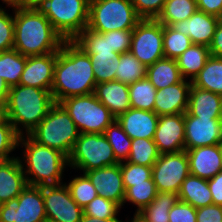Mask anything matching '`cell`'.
<instances>
[{"label": "cell", "mask_w": 222, "mask_h": 222, "mask_svg": "<svg viewBox=\"0 0 222 222\" xmlns=\"http://www.w3.org/2000/svg\"><path fill=\"white\" fill-rule=\"evenodd\" d=\"M96 80L92 63L74 41H65L57 52L51 94L55 103L94 93Z\"/></svg>", "instance_id": "cell-1"}, {"label": "cell", "mask_w": 222, "mask_h": 222, "mask_svg": "<svg viewBox=\"0 0 222 222\" xmlns=\"http://www.w3.org/2000/svg\"><path fill=\"white\" fill-rule=\"evenodd\" d=\"M13 14V49L26 57L46 55L60 50L65 40L45 15L34 7L14 10Z\"/></svg>", "instance_id": "cell-2"}, {"label": "cell", "mask_w": 222, "mask_h": 222, "mask_svg": "<svg viewBox=\"0 0 222 222\" xmlns=\"http://www.w3.org/2000/svg\"><path fill=\"white\" fill-rule=\"evenodd\" d=\"M54 104L50 90L15 85L10 87L8 94L7 117L20 136L24 134L23 129L25 135H28L46 117Z\"/></svg>", "instance_id": "cell-3"}, {"label": "cell", "mask_w": 222, "mask_h": 222, "mask_svg": "<svg viewBox=\"0 0 222 222\" xmlns=\"http://www.w3.org/2000/svg\"><path fill=\"white\" fill-rule=\"evenodd\" d=\"M24 137L25 135L19 137L18 146L25 149L22 158L27 168H24L21 159L20 161L27 184L38 187L63 184L61 181L68 165V157L59 150L40 145L29 135L26 139Z\"/></svg>", "instance_id": "cell-4"}, {"label": "cell", "mask_w": 222, "mask_h": 222, "mask_svg": "<svg viewBox=\"0 0 222 222\" xmlns=\"http://www.w3.org/2000/svg\"><path fill=\"white\" fill-rule=\"evenodd\" d=\"M90 0H41L34 8L45 15L65 41H73L85 28Z\"/></svg>", "instance_id": "cell-5"}, {"label": "cell", "mask_w": 222, "mask_h": 222, "mask_svg": "<svg viewBox=\"0 0 222 222\" xmlns=\"http://www.w3.org/2000/svg\"><path fill=\"white\" fill-rule=\"evenodd\" d=\"M79 134L69 113L60 103H55L28 135L40 145L59 150L68 157Z\"/></svg>", "instance_id": "cell-6"}, {"label": "cell", "mask_w": 222, "mask_h": 222, "mask_svg": "<svg viewBox=\"0 0 222 222\" xmlns=\"http://www.w3.org/2000/svg\"><path fill=\"white\" fill-rule=\"evenodd\" d=\"M141 20L131 0H90L89 30L98 33L133 30Z\"/></svg>", "instance_id": "cell-7"}, {"label": "cell", "mask_w": 222, "mask_h": 222, "mask_svg": "<svg viewBox=\"0 0 222 222\" xmlns=\"http://www.w3.org/2000/svg\"><path fill=\"white\" fill-rule=\"evenodd\" d=\"M72 118L80 134H104L106 128L116 117L93 93L72 96L60 102Z\"/></svg>", "instance_id": "cell-8"}, {"label": "cell", "mask_w": 222, "mask_h": 222, "mask_svg": "<svg viewBox=\"0 0 222 222\" xmlns=\"http://www.w3.org/2000/svg\"><path fill=\"white\" fill-rule=\"evenodd\" d=\"M119 164L106 136L100 133L79 134L68 156V166L83 173Z\"/></svg>", "instance_id": "cell-9"}, {"label": "cell", "mask_w": 222, "mask_h": 222, "mask_svg": "<svg viewBox=\"0 0 222 222\" xmlns=\"http://www.w3.org/2000/svg\"><path fill=\"white\" fill-rule=\"evenodd\" d=\"M42 186H29L17 198L0 204V222H45Z\"/></svg>", "instance_id": "cell-10"}, {"label": "cell", "mask_w": 222, "mask_h": 222, "mask_svg": "<svg viewBox=\"0 0 222 222\" xmlns=\"http://www.w3.org/2000/svg\"><path fill=\"white\" fill-rule=\"evenodd\" d=\"M129 52L146 67L164 58L163 25L156 19H142L133 29Z\"/></svg>", "instance_id": "cell-11"}, {"label": "cell", "mask_w": 222, "mask_h": 222, "mask_svg": "<svg viewBox=\"0 0 222 222\" xmlns=\"http://www.w3.org/2000/svg\"><path fill=\"white\" fill-rule=\"evenodd\" d=\"M189 174V159L185 150L160 154L152 166V179L158 192L178 194Z\"/></svg>", "instance_id": "cell-12"}, {"label": "cell", "mask_w": 222, "mask_h": 222, "mask_svg": "<svg viewBox=\"0 0 222 222\" xmlns=\"http://www.w3.org/2000/svg\"><path fill=\"white\" fill-rule=\"evenodd\" d=\"M45 212L53 222H80L84 214L65 184L42 186Z\"/></svg>", "instance_id": "cell-13"}, {"label": "cell", "mask_w": 222, "mask_h": 222, "mask_svg": "<svg viewBox=\"0 0 222 222\" xmlns=\"http://www.w3.org/2000/svg\"><path fill=\"white\" fill-rule=\"evenodd\" d=\"M185 150L222 143V118H201L184 114Z\"/></svg>", "instance_id": "cell-14"}, {"label": "cell", "mask_w": 222, "mask_h": 222, "mask_svg": "<svg viewBox=\"0 0 222 222\" xmlns=\"http://www.w3.org/2000/svg\"><path fill=\"white\" fill-rule=\"evenodd\" d=\"M184 114L159 116L153 141L158 152L177 153L185 150Z\"/></svg>", "instance_id": "cell-15"}, {"label": "cell", "mask_w": 222, "mask_h": 222, "mask_svg": "<svg viewBox=\"0 0 222 222\" xmlns=\"http://www.w3.org/2000/svg\"><path fill=\"white\" fill-rule=\"evenodd\" d=\"M99 196L123 206L125 188L120 163L85 172Z\"/></svg>", "instance_id": "cell-16"}, {"label": "cell", "mask_w": 222, "mask_h": 222, "mask_svg": "<svg viewBox=\"0 0 222 222\" xmlns=\"http://www.w3.org/2000/svg\"><path fill=\"white\" fill-rule=\"evenodd\" d=\"M56 59L57 52L26 57L19 84L51 91Z\"/></svg>", "instance_id": "cell-17"}, {"label": "cell", "mask_w": 222, "mask_h": 222, "mask_svg": "<svg viewBox=\"0 0 222 222\" xmlns=\"http://www.w3.org/2000/svg\"><path fill=\"white\" fill-rule=\"evenodd\" d=\"M186 81L183 79L179 83L157 90L154 112L158 116L187 112L192 82Z\"/></svg>", "instance_id": "cell-18"}, {"label": "cell", "mask_w": 222, "mask_h": 222, "mask_svg": "<svg viewBox=\"0 0 222 222\" xmlns=\"http://www.w3.org/2000/svg\"><path fill=\"white\" fill-rule=\"evenodd\" d=\"M219 21L220 18L197 10L189 19L177 22L172 27L189 36L193 44L209 47Z\"/></svg>", "instance_id": "cell-19"}, {"label": "cell", "mask_w": 222, "mask_h": 222, "mask_svg": "<svg viewBox=\"0 0 222 222\" xmlns=\"http://www.w3.org/2000/svg\"><path fill=\"white\" fill-rule=\"evenodd\" d=\"M116 120L131 139H153L159 116L153 111L130 108Z\"/></svg>", "instance_id": "cell-20"}, {"label": "cell", "mask_w": 222, "mask_h": 222, "mask_svg": "<svg viewBox=\"0 0 222 222\" xmlns=\"http://www.w3.org/2000/svg\"><path fill=\"white\" fill-rule=\"evenodd\" d=\"M185 151L189 159L190 174L208 180L222 171L221 144Z\"/></svg>", "instance_id": "cell-21"}, {"label": "cell", "mask_w": 222, "mask_h": 222, "mask_svg": "<svg viewBox=\"0 0 222 222\" xmlns=\"http://www.w3.org/2000/svg\"><path fill=\"white\" fill-rule=\"evenodd\" d=\"M27 185L19 157L0 162V204L17 198Z\"/></svg>", "instance_id": "cell-22"}, {"label": "cell", "mask_w": 222, "mask_h": 222, "mask_svg": "<svg viewBox=\"0 0 222 222\" xmlns=\"http://www.w3.org/2000/svg\"><path fill=\"white\" fill-rule=\"evenodd\" d=\"M93 94L115 117L131 108L129 85L120 81L97 83Z\"/></svg>", "instance_id": "cell-23"}, {"label": "cell", "mask_w": 222, "mask_h": 222, "mask_svg": "<svg viewBox=\"0 0 222 222\" xmlns=\"http://www.w3.org/2000/svg\"><path fill=\"white\" fill-rule=\"evenodd\" d=\"M187 112L201 118H222V96L191 85Z\"/></svg>", "instance_id": "cell-24"}, {"label": "cell", "mask_w": 222, "mask_h": 222, "mask_svg": "<svg viewBox=\"0 0 222 222\" xmlns=\"http://www.w3.org/2000/svg\"><path fill=\"white\" fill-rule=\"evenodd\" d=\"M179 200L198 209L213 204L207 179L189 174L181 184L178 192Z\"/></svg>", "instance_id": "cell-25"}, {"label": "cell", "mask_w": 222, "mask_h": 222, "mask_svg": "<svg viewBox=\"0 0 222 222\" xmlns=\"http://www.w3.org/2000/svg\"><path fill=\"white\" fill-rule=\"evenodd\" d=\"M146 77L157 90L183 80L176 59L170 58H162L148 66Z\"/></svg>", "instance_id": "cell-26"}, {"label": "cell", "mask_w": 222, "mask_h": 222, "mask_svg": "<svg viewBox=\"0 0 222 222\" xmlns=\"http://www.w3.org/2000/svg\"><path fill=\"white\" fill-rule=\"evenodd\" d=\"M210 56L208 46L192 44L176 58L182 78L187 80L190 77V81L192 82L203 69Z\"/></svg>", "instance_id": "cell-27"}, {"label": "cell", "mask_w": 222, "mask_h": 222, "mask_svg": "<svg viewBox=\"0 0 222 222\" xmlns=\"http://www.w3.org/2000/svg\"><path fill=\"white\" fill-rule=\"evenodd\" d=\"M192 85L222 96V58L210 56Z\"/></svg>", "instance_id": "cell-28"}, {"label": "cell", "mask_w": 222, "mask_h": 222, "mask_svg": "<svg viewBox=\"0 0 222 222\" xmlns=\"http://www.w3.org/2000/svg\"><path fill=\"white\" fill-rule=\"evenodd\" d=\"M26 63V56L16 49L0 52V77L9 87L19 85Z\"/></svg>", "instance_id": "cell-29"}, {"label": "cell", "mask_w": 222, "mask_h": 222, "mask_svg": "<svg viewBox=\"0 0 222 222\" xmlns=\"http://www.w3.org/2000/svg\"><path fill=\"white\" fill-rule=\"evenodd\" d=\"M197 10L196 0H166L156 20L162 25L172 26L189 19Z\"/></svg>", "instance_id": "cell-30"}, {"label": "cell", "mask_w": 222, "mask_h": 222, "mask_svg": "<svg viewBox=\"0 0 222 222\" xmlns=\"http://www.w3.org/2000/svg\"><path fill=\"white\" fill-rule=\"evenodd\" d=\"M179 201L176 193L158 192L155 199L139 213L148 222H169V210Z\"/></svg>", "instance_id": "cell-31"}, {"label": "cell", "mask_w": 222, "mask_h": 222, "mask_svg": "<svg viewBox=\"0 0 222 222\" xmlns=\"http://www.w3.org/2000/svg\"><path fill=\"white\" fill-rule=\"evenodd\" d=\"M73 41L86 54L115 53L110 44V31L106 33H98L85 28Z\"/></svg>", "instance_id": "cell-32"}, {"label": "cell", "mask_w": 222, "mask_h": 222, "mask_svg": "<svg viewBox=\"0 0 222 222\" xmlns=\"http://www.w3.org/2000/svg\"><path fill=\"white\" fill-rule=\"evenodd\" d=\"M157 89L145 77L129 85L131 108L154 112Z\"/></svg>", "instance_id": "cell-33"}, {"label": "cell", "mask_w": 222, "mask_h": 222, "mask_svg": "<svg viewBox=\"0 0 222 222\" xmlns=\"http://www.w3.org/2000/svg\"><path fill=\"white\" fill-rule=\"evenodd\" d=\"M147 67L143 65L130 52L119 55V65L115 74V80L124 84L132 83L144 79L146 77Z\"/></svg>", "instance_id": "cell-34"}, {"label": "cell", "mask_w": 222, "mask_h": 222, "mask_svg": "<svg viewBox=\"0 0 222 222\" xmlns=\"http://www.w3.org/2000/svg\"><path fill=\"white\" fill-rule=\"evenodd\" d=\"M159 156L160 153L153 139L137 138L132 139L129 157L126 161L152 167Z\"/></svg>", "instance_id": "cell-35"}, {"label": "cell", "mask_w": 222, "mask_h": 222, "mask_svg": "<svg viewBox=\"0 0 222 222\" xmlns=\"http://www.w3.org/2000/svg\"><path fill=\"white\" fill-rule=\"evenodd\" d=\"M92 63L96 84L115 80L119 54H88Z\"/></svg>", "instance_id": "cell-36"}, {"label": "cell", "mask_w": 222, "mask_h": 222, "mask_svg": "<svg viewBox=\"0 0 222 222\" xmlns=\"http://www.w3.org/2000/svg\"><path fill=\"white\" fill-rule=\"evenodd\" d=\"M109 144L112 147L116 160L124 162L128 159L132 139L124 132L117 120H114L105 130Z\"/></svg>", "instance_id": "cell-37"}, {"label": "cell", "mask_w": 222, "mask_h": 222, "mask_svg": "<svg viewBox=\"0 0 222 222\" xmlns=\"http://www.w3.org/2000/svg\"><path fill=\"white\" fill-rule=\"evenodd\" d=\"M192 44L189 36L175 30L172 26L163 25L164 58L176 59Z\"/></svg>", "instance_id": "cell-38"}, {"label": "cell", "mask_w": 222, "mask_h": 222, "mask_svg": "<svg viewBox=\"0 0 222 222\" xmlns=\"http://www.w3.org/2000/svg\"><path fill=\"white\" fill-rule=\"evenodd\" d=\"M157 193L158 191L153 179H148L146 183L134 184L125 190L123 205L127 201L131 202L136 205V212L139 213L155 199Z\"/></svg>", "instance_id": "cell-39"}, {"label": "cell", "mask_w": 222, "mask_h": 222, "mask_svg": "<svg viewBox=\"0 0 222 222\" xmlns=\"http://www.w3.org/2000/svg\"><path fill=\"white\" fill-rule=\"evenodd\" d=\"M66 186L70 191L72 199L83 209L98 196L94 185L85 173L82 176L73 178Z\"/></svg>", "instance_id": "cell-40"}, {"label": "cell", "mask_w": 222, "mask_h": 222, "mask_svg": "<svg viewBox=\"0 0 222 222\" xmlns=\"http://www.w3.org/2000/svg\"><path fill=\"white\" fill-rule=\"evenodd\" d=\"M121 207L114 201L105 199L102 196H96L90 203L84 207V214L99 218L100 220L115 219Z\"/></svg>", "instance_id": "cell-41"}, {"label": "cell", "mask_w": 222, "mask_h": 222, "mask_svg": "<svg viewBox=\"0 0 222 222\" xmlns=\"http://www.w3.org/2000/svg\"><path fill=\"white\" fill-rule=\"evenodd\" d=\"M120 169L125 190L134 184L146 183V180L152 178V167L124 161L120 162Z\"/></svg>", "instance_id": "cell-42"}, {"label": "cell", "mask_w": 222, "mask_h": 222, "mask_svg": "<svg viewBox=\"0 0 222 222\" xmlns=\"http://www.w3.org/2000/svg\"><path fill=\"white\" fill-rule=\"evenodd\" d=\"M20 135L15 131L9 120L0 123V162L8 161L13 157L9 153L18 148Z\"/></svg>", "instance_id": "cell-43"}, {"label": "cell", "mask_w": 222, "mask_h": 222, "mask_svg": "<svg viewBox=\"0 0 222 222\" xmlns=\"http://www.w3.org/2000/svg\"><path fill=\"white\" fill-rule=\"evenodd\" d=\"M0 7V52L13 49L14 45V16Z\"/></svg>", "instance_id": "cell-44"}, {"label": "cell", "mask_w": 222, "mask_h": 222, "mask_svg": "<svg viewBox=\"0 0 222 222\" xmlns=\"http://www.w3.org/2000/svg\"><path fill=\"white\" fill-rule=\"evenodd\" d=\"M137 14L142 19H156L166 0H131Z\"/></svg>", "instance_id": "cell-45"}, {"label": "cell", "mask_w": 222, "mask_h": 222, "mask_svg": "<svg viewBox=\"0 0 222 222\" xmlns=\"http://www.w3.org/2000/svg\"><path fill=\"white\" fill-rule=\"evenodd\" d=\"M169 222H196V208L179 200L169 210Z\"/></svg>", "instance_id": "cell-46"}, {"label": "cell", "mask_w": 222, "mask_h": 222, "mask_svg": "<svg viewBox=\"0 0 222 222\" xmlns=\"http://www.w3.org/2000/svg\"><path fill=\"white\" fill-rule=\"evenodd\" d=\"M133 30L110 31V44L113 51L122 54L130 51Z\"/></svg>", "instance_id": "cell-47"}, {"label": "cell", "mask_w": 222, "mask_h": 222, "mask_svg": "<svg viewBox=\"0 0 222 222\" xmlns=\"http://www.w3.org/2000/svg\"><path fill=\"white\" fill-rule=\"evenodd\" d=\"M196 222H222V206L212 204L196 209Z\"/></svg>", "instance_id": "cell-48"}, {"label": "cell", "mask_w": 222, "mask_h": 222, "mask_svg": "<svg viewBox=\"0 0 222 222\" xmlns=\"http://www.w3.org/2000/svg\"><path fill=\"white\" fill-rule=\"evenodd\" d=\"M197 9L222 19V0H196Z\"/></svg>", "instance_id": "cell-49"}, {"label": "cell", "mask_w": 222, "mask_h": 222, "mask_svg": "<svg viewBox=\"0 0 222 222\" xmlns=\"http://www.w3.org/2000/svg\"><path fill=\"white\" fill-rule=\"evenodd\" d=\"M208 187L211 191L213 204L222 206V171L208 179Z\"/></svg>", "instance_id": "cell-50"}, {"label": "cell", "mask_w": 222, "mask_h": 222, "mask_svg": "<svg viewBox=\"0 0 222 222\" xmlns=\"http://www.w3.org/2000/svg\"><path fill=\"white\" fill-rule=\"evenodd\" d=\"M210 55L222 58V19H220L211 44L209 45Z\"/></svg>", "instance_id": "cell-51"}, {"label": "cell", "mask_w": 222, "mask_h": 222, "mask_svg": "<svg viewBox=\"0 0 222 222\" xmlns=\"http://www.w3.org/2000/svg\"><path fill=\"white\" fill-rule=\"evenodd\" d=\"M7 5L12 7L14 10H19L29 7V0H1Z\"/></svg>", "instance_id": "cell-52"}, {"label": "cell", "mask_w": 222, "mask_h": 222, "mask_svg": "<svg viewBox=\"0 0 222 222\" xmlns=\"http://www.w3.org/2000/svg\"><path fill=\"white\" fill-rule=\"evenodd\" d=\"M9 85L0 77V104H7Z\"/></svg>", "instance_id": "cell-53"}, {"label": "cell", "mask_w": 222, "mask_h": 222, "mask_svg": "<svg viewBox=\"0 0 222 222\" xmlns=\"http://www.w3.org/2000/svg\"><path fill=\"white\" fill-rule=\"evenodd\" d=\"M80 222H122L118 218L115 219H105V220H100L99 218L92 217V216H87L83 214L82 219Z\"/></svg>", "instance_id": "cell-54"}, {"label": "cell", "mask_w": 222, "mask_h": 222, "mask_svg": "<svg viewBox=\"0 0 222 222\" xmlns=\"http://www.w3.org/2000/svg\"><path fill=\"white\" fill-rule=\"evenodd\" d=\"M8 120L6 104H0V123Z\"/></svg>", "instance_id": "cell-55"}, {"label": "cell", "mask_w": 222, "mask_h": 222, "mask_svg": "<svg viewBox=\"0 0 222 222\" xmlns=\"http://www.w3.org/2000/svg\"><path fill=\"white\" fill-rule=\"evenodd\" d=\"M131 222H148L140 213L135 212Z\"/></svg>", "instance_id": "cell-56"}, {"label": "cell", "mask_w": 222, "mask_h": 222, "mask_svg": "<svg viewBox=\"0 0 222 222\" xmlns=\"http://www.w3.org/2000/svg\"><path fill=\"white\" fill-rule=\"evenodd\" d=\"M41 0H29V7H34Z\"/></svg>", "instance_id": "cell-57"}, {"label": "cell", "mask_w": 222, "mask_h": 222, "mask_svg": "<svg viewBox=\"0 0 222 222\" xmlns=\"http://www.w3.org/2000/svg\"><path fill=\"white\" fill-rule=\"evenodd\" d=\"M221 155H222V143H221ZM221 164H222V159H221Z\"/></svg>", "instance_id": "cell-58"}]
</instances>
